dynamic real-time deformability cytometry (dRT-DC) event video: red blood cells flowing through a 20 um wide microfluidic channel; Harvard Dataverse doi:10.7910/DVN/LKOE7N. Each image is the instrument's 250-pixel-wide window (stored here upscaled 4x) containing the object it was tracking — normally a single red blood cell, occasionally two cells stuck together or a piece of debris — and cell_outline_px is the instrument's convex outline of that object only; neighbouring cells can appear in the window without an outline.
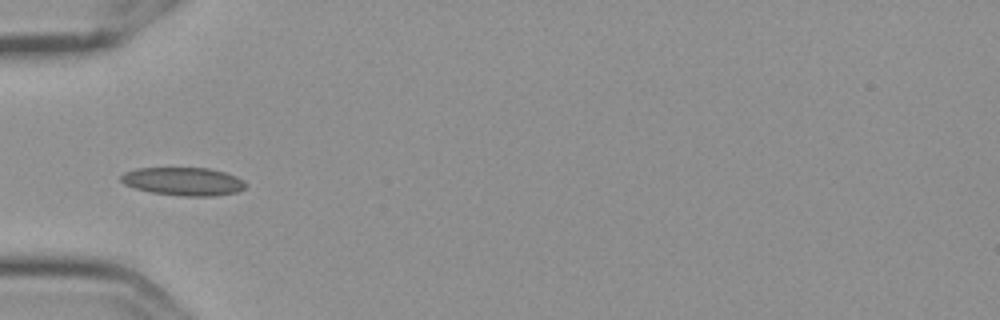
{"species": "Egyptian fruit bat (a non-hibernating species)", "species_latin": "Rousettus aegyptiacus", "temperature_condition": "cold", "stored_images_in_passage": 11, "camera_frame_rate_fps": 3000, "um_per_image_px": 0.085, "frame": {"image": 1, "passage_image": 1, "time_ms": 0.0, "image_size_px": [1000, 320], "cell_outline_px": [[248, 184], [244, 188], [236, 192], [216, 196], [184, 196], [152, 192], [136, 188], [124, 184], [120, 180], [120, 176], [124, 172], [136, 168], [208, 168], [224, 172], [236, 176], [244, 180]], "centroid_in_image_um": [15.6, 15.41], "position_along_channel_um": 69.4, "area_um2": 20.46}}
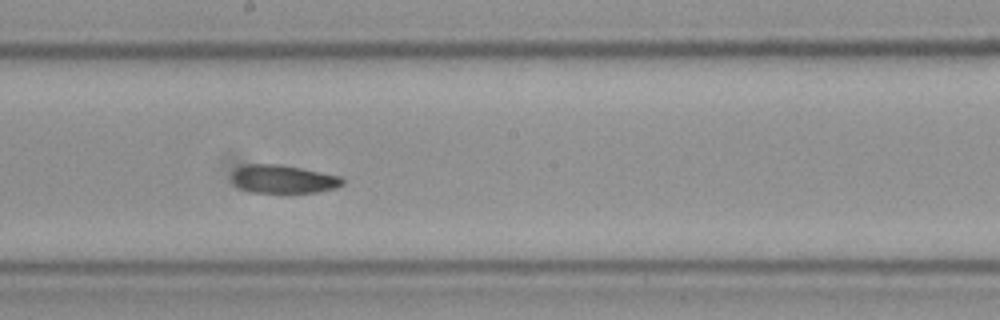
{"frame": {"image": 2, "passage_image": 5, "time_ms": 1.333, "image_size_px": [1000, 320], "cell_outline_px": [[344, 184], [336, 188], [316, 192], [252, 192], [240, 188], [232, 184], [232, 172], [236, 168], [244, 164], [276, 164], [300, 168], [340, 176], [344, 180]], "centroid_in_image_um": [24.04, 15.22], "position_along_channel_um": 224.2, "area_um2": 18.15}}
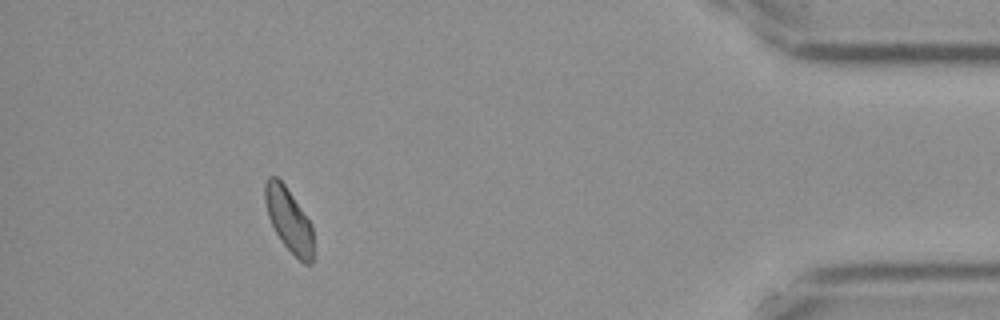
{"frame": {"image": 3, "passage_image": 10, "time_ms": 3.0, "image_size_px": [1000, 320], "cell_outline_px": [[312, 264], [304, 264], [280, 240], [268, 216], [264, 200], [264, 184], [268, 176], [276, 176], [284, 184], [312, 224]], "centroid_in_image_um": [24.53, 18.66], "position_along_channel_um": 410.7, "area_um2": 17.69}}